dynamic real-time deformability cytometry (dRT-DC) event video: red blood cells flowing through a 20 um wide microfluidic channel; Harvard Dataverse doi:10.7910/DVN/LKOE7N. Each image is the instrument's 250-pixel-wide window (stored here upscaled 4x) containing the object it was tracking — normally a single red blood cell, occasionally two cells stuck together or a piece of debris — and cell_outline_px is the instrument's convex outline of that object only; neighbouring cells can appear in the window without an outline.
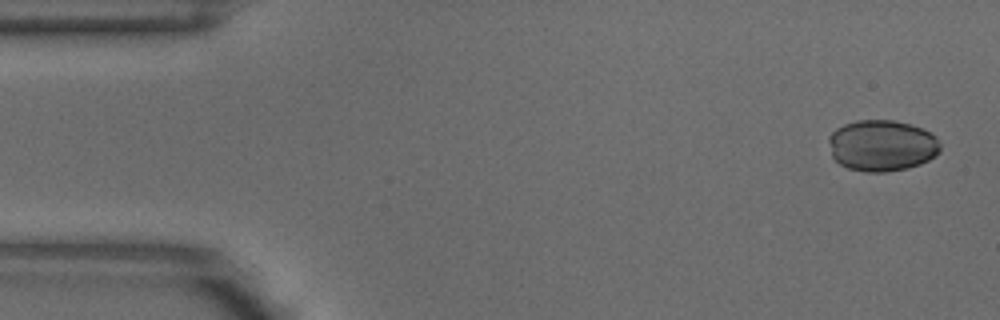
{"species": "common noctule bat (a hibernating species)", "species_latin": "Nyctalus noctula", "temperature_condition": "warm", "stored_images_in_passage": 3, "camera_frame_rate_fps": 3000, "um_per_image_px": 0.085, "animal": {"sex": "male", "body_mass_g": 18.8}, "frame": {"image": 1, "passage_image": 1, "time_ms": 0.0, "image_size_px": [1000, 320], "cell_outline_px": [[940, 152], [936, 156], [920, 164], [908, 168], [884, 172], [864, 172], [848, 168], [840, 164], [832, 156], [828, 140], [828, 136], [836, 128], [844, 124], [856, 120], [892, 120], [908, 124], [920, 128], [936, 136], [940, 144]], "centroid_in_image_um": [74.95, 12.38], "position_along_channel_um": 10.1, "area_um2": 33.41}}
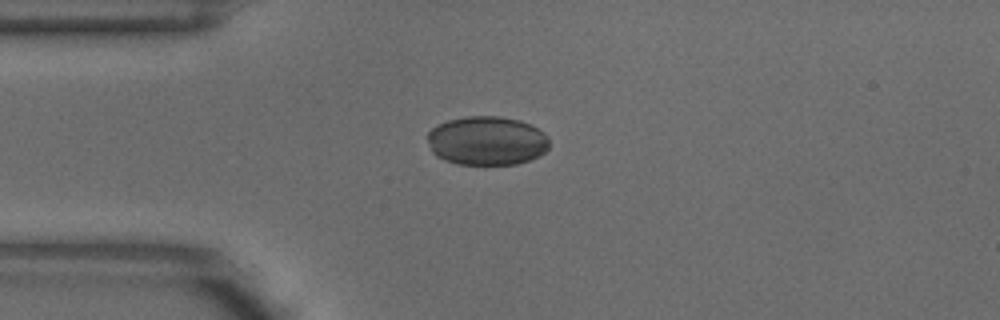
{"frame": {"image": 2, "passage_image": 3, "time_ms": 0.667, "image_size_px": [1000, 320], "cell_outline_px": [[548, 148], [544, 152], [528, 160], [516, 164], [484, 168], [456, 164], [444, 160], [436, 156], [432, 152], [428, 140], [428, 132], [432, 128], [448, 120], [468, 116], [500, 116], [520, 120], [544, 132], [548, 136]], "centroid_in_image_um": [41.37, 12.01], "position_along_channel_um": 43.6, "area_um2": 35.49}}